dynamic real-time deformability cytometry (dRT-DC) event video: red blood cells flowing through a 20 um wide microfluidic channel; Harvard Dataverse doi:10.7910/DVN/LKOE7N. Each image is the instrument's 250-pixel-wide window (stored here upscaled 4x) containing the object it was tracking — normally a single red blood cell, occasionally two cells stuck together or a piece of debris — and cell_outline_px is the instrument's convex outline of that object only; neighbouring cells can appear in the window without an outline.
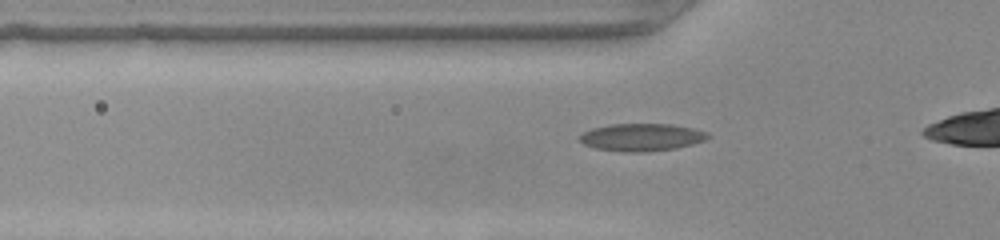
{"species": "common noctule bat (a hibernating species)", "species_latin": "Nyctalus noctula", "temperature_condition": "warm", "stored_images_in_passage": 33, "camera_frame_rate_fps": 3000, "um_per_image_px": 0.085, "animal": {"sex": "female", "body_mass_g": 22.0, "forearm_length_mm": 56.7}, "frame": {"image": 1, "passage_image": 9, "time_ms": 2.667, "image_size_px": [1000, 240], "cell_outline_px": [[712, 136], [704, 140], [692, 144], [676, 148], [648, 152], [624, 152], [596, 148], [584, 144], [580, 140], [580, 136], [584, 132], [592, 128], [608, 124], [672, 124], [692, 128], [708, 132]], "centroid_in_image_um": [54.56, 11.66], "position_along_channel_um": 71.2, "area_um2": 20.58}}
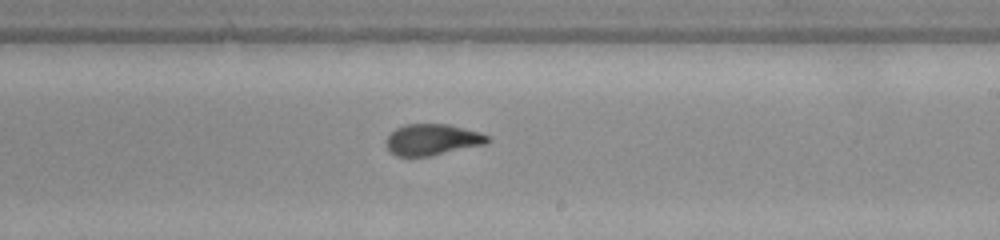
{"frame": {"image": 2, "passage_image": 22, "time_ms": 7.0, "image_size_px": [1000, 240], "cell_outline_px": [[492, 140], [488, 144], [428, 156], [396, 156], [388, 148], [388, 136], [396, 128], [404, 124], [448, 124], [480, 132], [488, 136]], "centroid_in_image_um": [36.81, 11.86], "position_along_channel_um": 252.2, "area_um2": 18.32}}
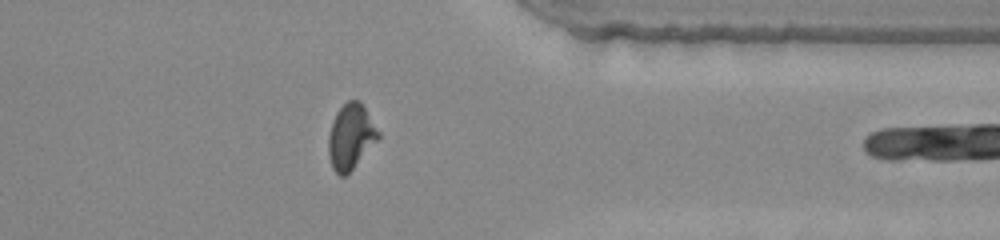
{"frame": {"image": 3, "passage_image": 32, "time_ms": 10.333, "image_size_px": [1000, 240], "cell_outline_px": [[380, 136], [352, 168], [344, 176], [340, 176], [332, 168], [328, 152], [328, 136], [332, 120], [336, 112], [348, 100], [360, 100], [380, 132]], "centroid_in_image_um": [29.79, 11.58], "position_along_channel_um": 381.6, "area_um2": 18.67}}